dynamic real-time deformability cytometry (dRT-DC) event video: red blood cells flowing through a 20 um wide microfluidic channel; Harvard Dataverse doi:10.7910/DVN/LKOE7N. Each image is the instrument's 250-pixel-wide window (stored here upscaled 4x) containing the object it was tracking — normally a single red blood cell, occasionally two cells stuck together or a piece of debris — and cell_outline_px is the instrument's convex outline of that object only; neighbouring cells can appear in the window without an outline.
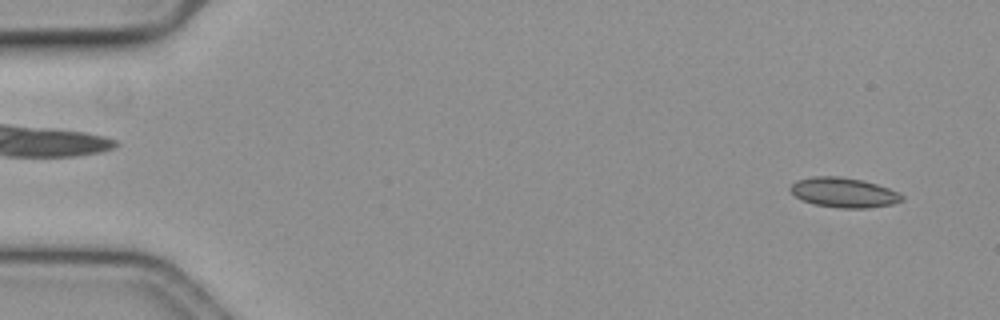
{"species": "common noctule bat (a hibernating species)", "species_latin": "Nyctalus noctula", "temperature_condition": "cold", "stored_images_in_passage": 53, "camera_frame_rate_fps": 3000, "um_per_image_px": 0.085, "animal": {"sex": "female", "body_mass_g": 19.3, "forearm_length_mm": 54.1}, "frame": {"image": 1, "passage_image": 3, "time_ms": 0.667, "image_size_px": [1000, 320], "cell_outline_px": [[904, 200], [892, 204], [868, 208], [840, 208], [812, 204], [796, 196], [788, 188], [796, 180], [812, 176], [840, 176], [860, 180], [876, 184], [888, 188], [904, 196]], "centroid_in_image_um": [71.7, 16.36], "position_along_channel_um": 13.3, "area_um2": 19.31}}
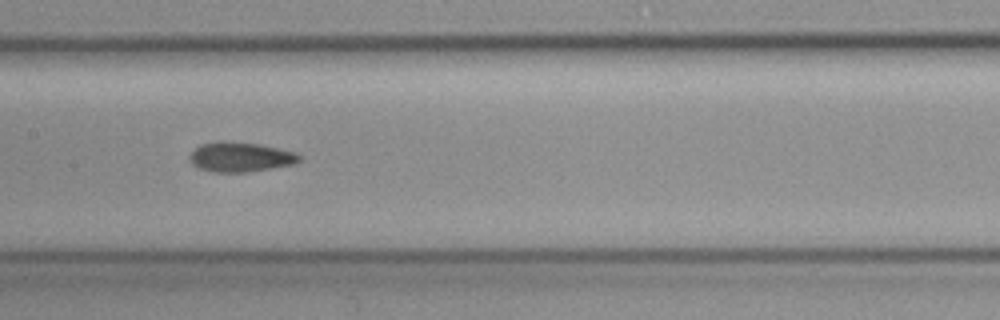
{"frame": {"image": 2, "passage_image": 28, "time_ms": 9.0, "image_size_px": [1000, 320], "cell_outline_px": [[300, 160], [296, 164], [248, 172], [212, 172], [200, 168], [192, 164], [188, 160], [188, 156], [200, 144], [260, 144], [292, 152], [300, 156]], "centroid_in_image_um": [20.44, 13.4], "position_along_channel_um": 187.0, "area_um2": 18.15}}
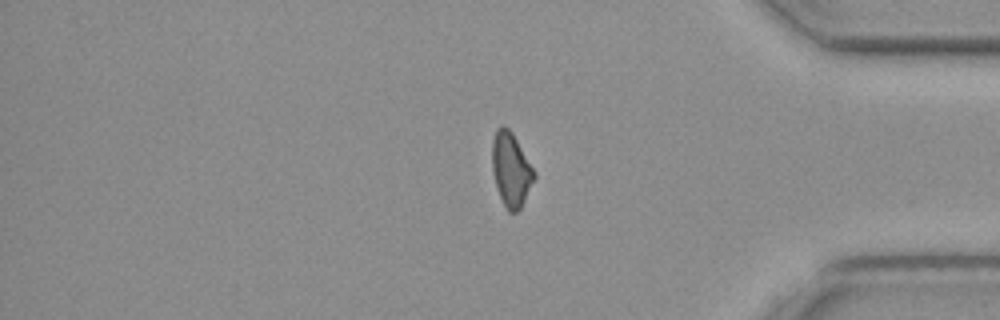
{"frame": {"image": 3, "passage_image": 47, "time_ms": 15.333, "image_size_px": [1000, 320], "cell_outline_px": [[536, 176], [520, 208], [516, 212], [508, 212], [500, 196], [496, 184], [492, 168], [492, 140], [496, 128], [504, 124], [512, 132], [536, 172]], "centroid_in_image_um": [43.43, 14.37], "position_along_channel_um": 391.8, "area_um2": 17.98}, "authors_computed_cell_mechanics": {"area_um2": 18.785, "velocity_mm_per_s": 3.6177, "shape_relaxation_time_tau1_ms": null, "shape_relaxation_time_tau2_ms": 5.0238, "deformation_change_tau1": null, "deformation_change_tau2": 0.1042}}